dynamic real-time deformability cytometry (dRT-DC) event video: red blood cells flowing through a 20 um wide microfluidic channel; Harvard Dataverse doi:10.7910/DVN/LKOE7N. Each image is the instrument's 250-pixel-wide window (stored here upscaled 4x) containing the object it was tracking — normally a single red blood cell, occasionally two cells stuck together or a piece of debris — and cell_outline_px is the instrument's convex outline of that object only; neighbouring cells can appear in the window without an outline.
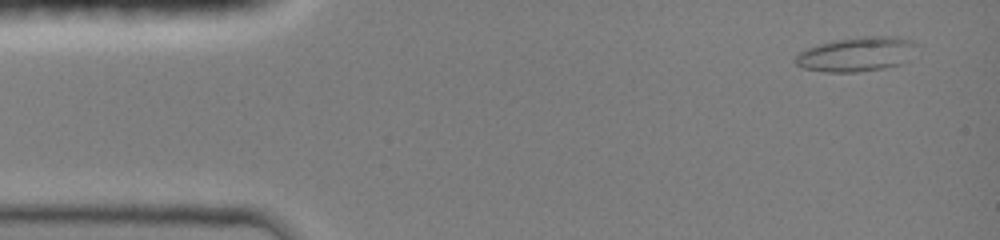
{"species": "common noctule bat (a hibernating species)", "species_latin": "Nyctalus noctula", "temperature_condition": "room temperature", "stored_images_in_passage": 11, "camera_frame_rate_fps": 3000, "um_per_image_px": 0.085, "animal": {"sex": "female", "body_mass_g": 19.0, "forearm_length_mm": 51.5}, "frame": {"image": 1, "passage_image": 2, "time_ms": 0.333, "image_size_px": [1000, 240], "cell_outline_px": [[920, 44], [908, 60], [900, 64], [884, 68], [856, 72], [824, 72], [804, 68], [796, 64], [792, 60], [800, 52], [808, 48], [820, 44], [836, 40], [864, 36], [896, 36], [912, 40]], "centroid_in_image_um": [72.86, 4.6], "position_along_channel_um": 12.1, "area_um2": 24.45}}
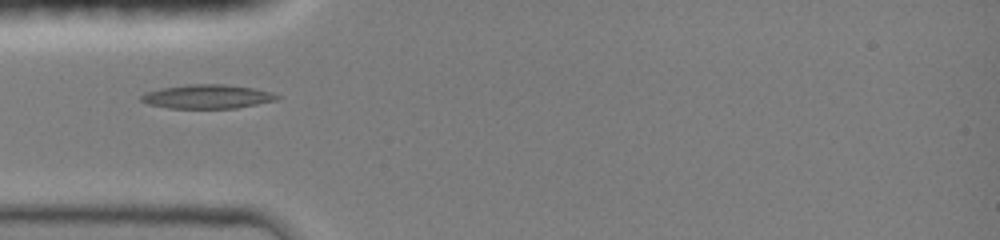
{"frame": {"image": 2, "passage_image": 10, "time_ms": 4.0, "image_size_px": [1000, 240], "cell_outline_px": [[280, 96], [276, 100], [236, 108], [168, 108], [148, 104], [140, 100], [140, 96], [144, 92], [160, 88], [184, 84], [224, 84], [252, 88], [272, 92]], "centroid_in_image_um": [17.56, 8.2], "position_along_channel_um": 67.4, "area_um2": 19.02}}